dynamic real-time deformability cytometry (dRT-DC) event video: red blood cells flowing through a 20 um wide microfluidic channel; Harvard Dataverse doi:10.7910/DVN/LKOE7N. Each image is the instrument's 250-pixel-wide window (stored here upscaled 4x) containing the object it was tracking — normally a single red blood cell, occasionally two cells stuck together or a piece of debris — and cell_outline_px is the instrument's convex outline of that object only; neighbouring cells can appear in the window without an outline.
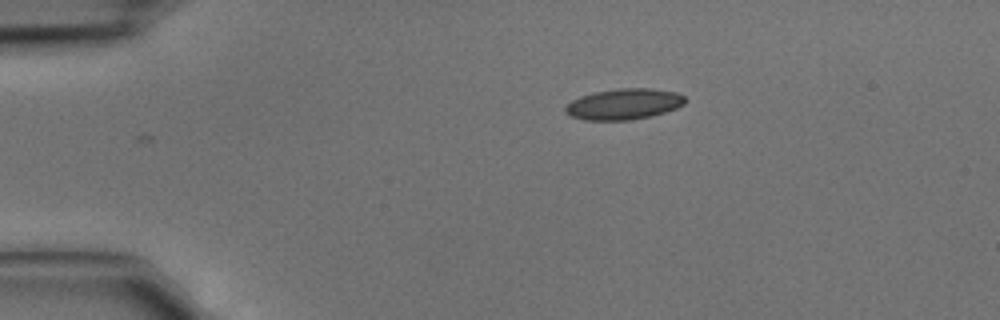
{"species": "common noctule bat (a hibernating species)", "species_latin": "Nyctalus noctula", "temperature_condition": "cold", "stored_images_in_passage": 3, "camera_frame_rate_fps": 3000, "um_per_image_px": 0.085, "animal": {"sex": "male", "body_mass_g": 15.6}, "frame": {"image": 1, "passage_image": 3, "time_ms": 0.667, "image_size_px": [1000, 320], "cell_outline_px": [[688, 100], [684, 104], [676, 108], [652, 116], [628, 120], [584, 120], [572, 116], [564, 112], [564, 108], [572, 100], [580, 96], [596, 92], [620, 88], [652, 88], [676, 92], [684, 96]], "centroid_in_image_um": [53.05, 8.84], "position_along_channel_um": 32.0, "area_um2": 21.56}}